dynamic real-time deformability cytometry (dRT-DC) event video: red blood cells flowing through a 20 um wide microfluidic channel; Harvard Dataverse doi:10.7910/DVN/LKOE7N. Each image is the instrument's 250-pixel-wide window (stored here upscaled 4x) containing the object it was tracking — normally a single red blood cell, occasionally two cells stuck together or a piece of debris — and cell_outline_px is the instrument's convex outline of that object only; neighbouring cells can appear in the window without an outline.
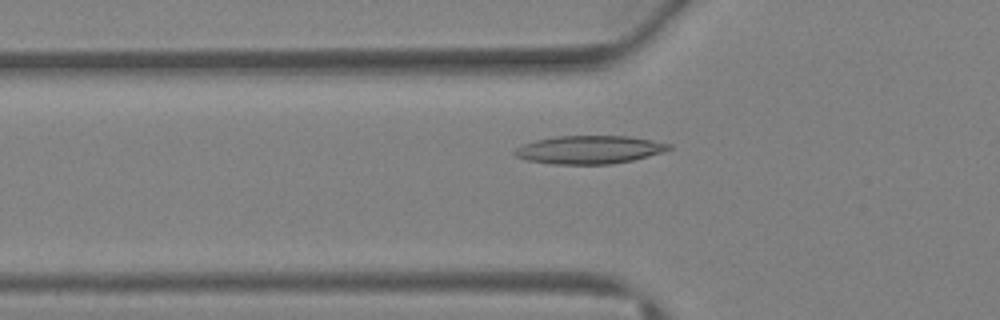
{"species": "Egyptian fruit bat (a non-hibernating species)", "species_latin": "Rousettus aegyptiacus", "temperature_condition": "warm", "stored_images_in_passage": 40, "camera_frame_rate_fps": 3000, "um_per_image_px": 0.085, "animal": {"sex": "female"}, "frame": {"image": 1, "passage_image": 15, "time_ms": 4.667, "image_size_px": [1000, 320], "cell_outline_px": [[672, 148], [664, 152], [632, 160], [612, 164], [552, 164], [528, 160], [516, 156], [512, 152], [516, 148], [524, 144], [536, 140], [556, 136], [628, 136], [652, 140], [672, 144]], "centroid_in_image_um": [50.12, 12.72], "position_along_channel_um": 75.7, "area_um2": 25.26}}
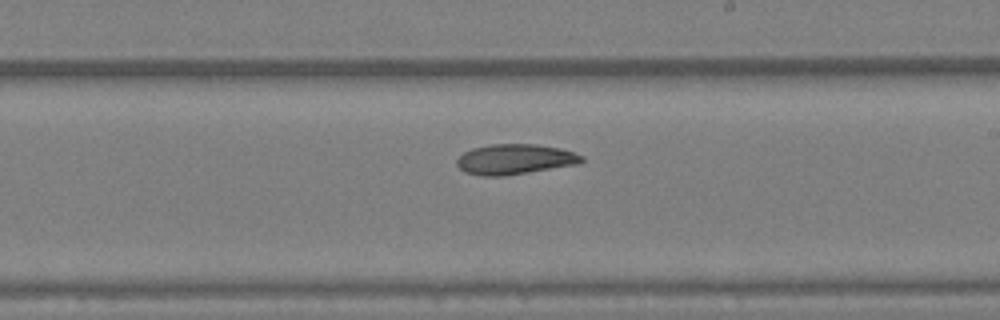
{"frame": {"image": 2, "passage_image": 25, "time_ms": 8.0, "image_size_px": [1000, 320], "cell_outline_px": [[584, 160], [580, 164], [504, 176], [484, 176], [464, 172], [456, 164], [456, 160], [464, 152], [472, 148], [492, 144], [536, 144], [560, 148], [584, 156]], "centroid_in_image_um": [43.77, 13.54], "position_along_channel_um": 245.2, "area_um2": 22.08}}
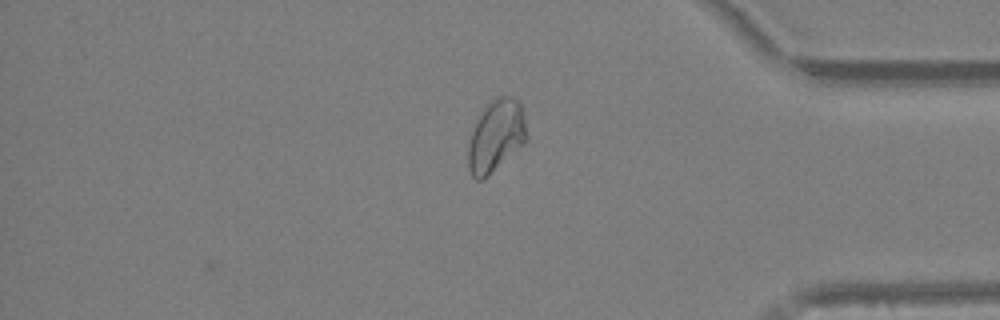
{"frame": {"image": 3, "passage_image": 35, "time_ms": 11.333, "image_size_px": [1000, 320], "cell_outline_px": [[528, 140], [480, 180], [476, 180], [472, 176], [468, 168], [468, 144], [472, 132], [480, 116], [488, 104], [496, 96], [508, 96], [516, 100], [520, 104], [524, 116], [528, 136]], "centroid_in_image_um": [42.17, 11.54], "position_along_channel_um": 393.0, "area_um2": 23.76}}